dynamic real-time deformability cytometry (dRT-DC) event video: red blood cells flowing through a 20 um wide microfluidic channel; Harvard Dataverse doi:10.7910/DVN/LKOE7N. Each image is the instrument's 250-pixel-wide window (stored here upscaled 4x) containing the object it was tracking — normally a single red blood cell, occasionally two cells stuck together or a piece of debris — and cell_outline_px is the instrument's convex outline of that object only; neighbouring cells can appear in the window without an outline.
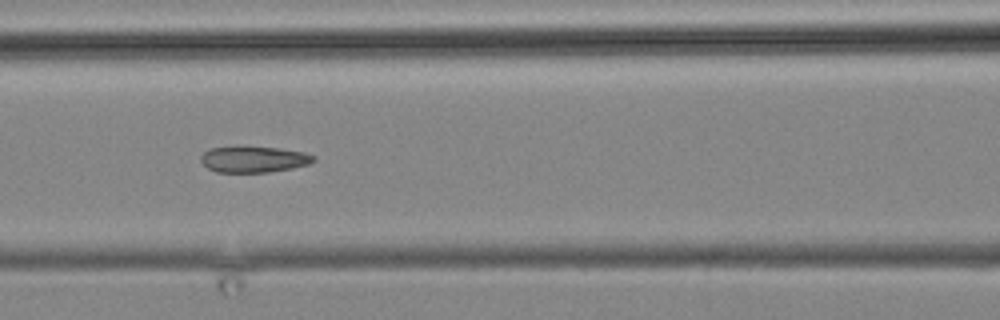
{"species": "common noctule bat (a hibernating species)", "species_latin": "Nyctalus noctula", "temperature_condition": "cold", "stored_images_in_passage": 22, "camera_frame_rate_fps": 3000, "um_per_image_px": 0.085, "animal": {"sex": "male", "body_mass_g": 19.2, "forearm_length_mm": 51.8}, "frame": {"image": 1, "passage_image": 13, "time_ms": 14.667, "image_size_px": [1000, 320], "cell_outline_px": [[316, 160], [308, 164], [292, 168], [268, 172], [216, 172], [208, 168], [200, 160], [200, 156], [204, 152], [212, 148], [280, 148], [304, 152], [316, 156]], "centroid_in_image_um": [21.6, 13.56], "position_along_channel_um": 145.0, "area_um2": 16.76}}
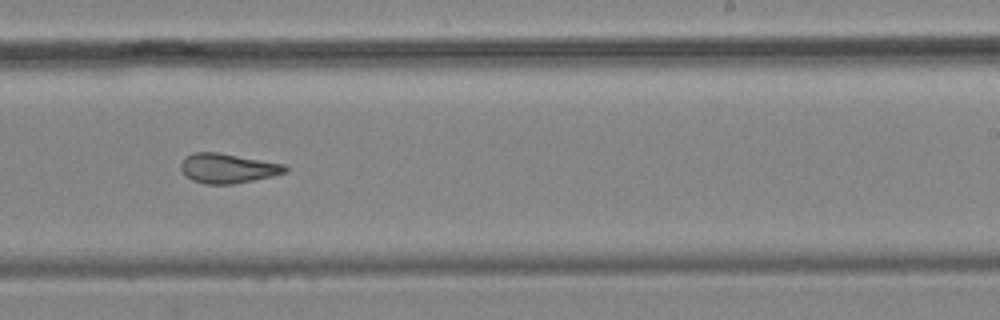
{"frame": {"image": 2, "passage_image": 16, "time_ms": 18.333, "image_size_px": [1000, 320], "cell_outline_px": [[288, 172], [272, 176], [232, 184], [204, 184], [192, 180], [180, 168], [180, 164], [184, 156], [192, 152], [216, 152], [284, 164], [288, 168]], "centroid_in_image_um": [19.33, 14.3], "position_along_channel_um": 269.7, "area_um2": 17.92}}
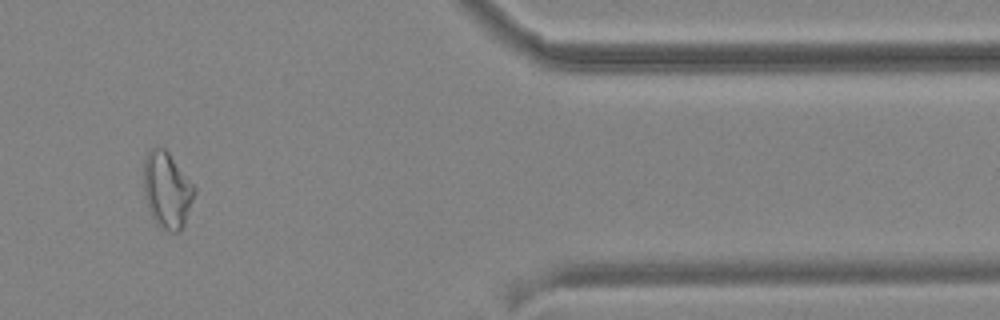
{"frame": {"image": 3, "passage_image": 20, "time_ms": 23.0, "image_size_px": [1000, 320], "cell_outline_px": [[196, 192], [184, 224], [180, 232], [168, 232], [156, 224], [148, 208], [144, 192], [144, 160], [148, 148], [164, 148], [168, 152], [196, 188]], "centroid_in_image_um": [14.19, 16.17], "position_along_channel_um": 397.2, "area_um2": 22.48}}